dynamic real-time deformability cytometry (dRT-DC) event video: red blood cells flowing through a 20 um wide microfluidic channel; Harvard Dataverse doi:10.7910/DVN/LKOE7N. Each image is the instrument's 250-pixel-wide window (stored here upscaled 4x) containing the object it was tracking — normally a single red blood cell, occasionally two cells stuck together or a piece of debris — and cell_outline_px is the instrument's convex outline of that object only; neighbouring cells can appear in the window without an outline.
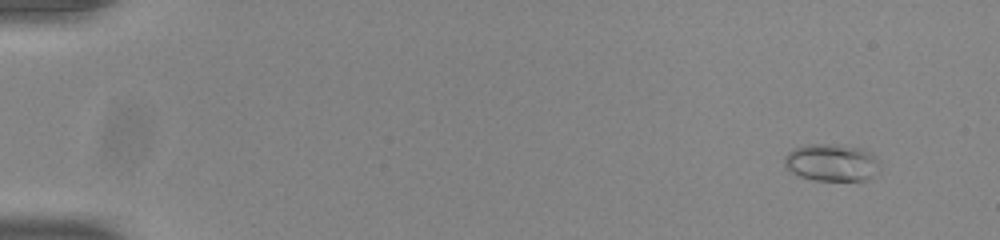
{"species": "common noctule bat (a hibernating species)", "species_latin": "Nyctalus noctula", "temperature_condition": "room temperature", "stored_images_in_passage": 54, "camera_frame_rate_fps": 3000, "um_per_image_px": 0.085, "animal": {"sex": "male", "body_mass_g": 20.0, "forearm_length_mm": 53.3}, "frame": {"image": 1, "passage_image": 4, "time_ms": 1.0, "image_size_px": [1000, 240], "cell_outline_px": [[880, 164], [872, 176], [864, 180], [812, 180], [800, 176], [784, 168], [784, 156], [788, 152], [796, 148], [808, 144], [836, 144], [860, 148], [872, 152]], "centroid_in_image_um": [70.66, 13.81], "position_along_channel_um": 14.3, "area_um2": 20.69}}
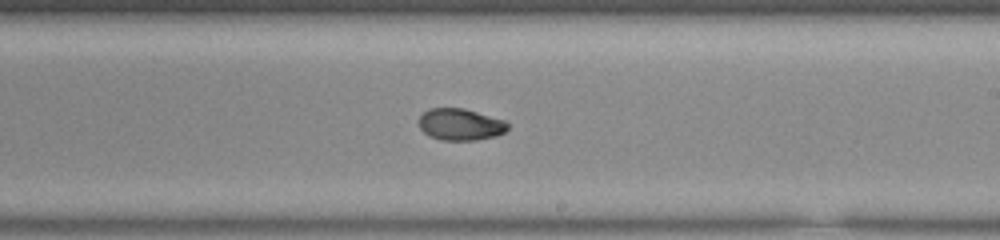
{"frame": {"image": 2, "passage_image": 33, "time_ms": 10.667, "image_size_px": [1000, 240], "cell_outline_px": [[508, 128], [504, 132], [496, 136], [476, 140], [440, 140], [428, 136], [420, 128], [420, 116], [428, 108], [464, 108], [504, 120], [508, 124]], "centroid_in_image_um": [39.12, 10.58], "position_along_channel_um": 249.9, "area_um2": 16.42}}
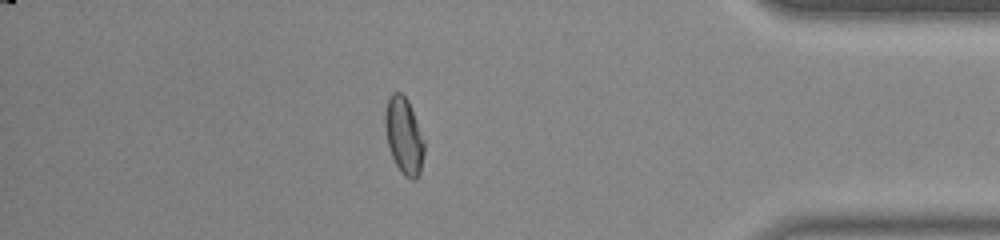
{"frame": {"image": 3, "passage_image": 47, "time_ms": 15.333, "image_size_px": [1000, 240], "cell_outline_px": [[424, 152], [420, 172], [412, 180], [404, 176], [396, 164], [392, 156], [388, 144], [384, 124], [384, 112], [388, 100], [392, 92], [400, 92], [408, 100], [424, 140]], "centroid_in_image_um": [34.32, 11.52], "position_along_channel_um": 400.9, "area_um2": 17.22}, "authors_computed_cell_mechanics": {"area_um2": 17.1377, "velocity_mm_per_s": 3.8873, "shape_relaxation_time_tau1_ms": null, "shape_relaxation_time_tau2_ms": 2.4458, "deformation_change_tau1": null, "deformation_change_tau2": 0.0469}}